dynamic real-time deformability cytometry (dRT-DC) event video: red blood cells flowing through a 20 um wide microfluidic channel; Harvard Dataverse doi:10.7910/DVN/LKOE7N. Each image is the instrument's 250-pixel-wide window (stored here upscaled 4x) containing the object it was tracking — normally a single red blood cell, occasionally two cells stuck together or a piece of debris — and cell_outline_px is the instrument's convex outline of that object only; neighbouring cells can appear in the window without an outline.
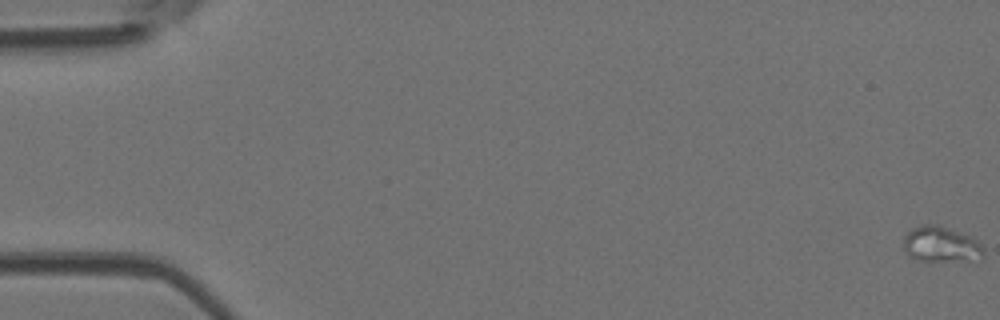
{"species": "Egyptian fruit bat (a non-hibernating species)", "species_latin": "Rousettus aegyptiacus", "temperature_condition": "room temperature", "stored_images_in_passage": 54, "camera_frame_rate_fps": 3000, "um_per_image_px": 0.085, "animal": {"sex": "female"}, "frame": {"image": 1, "passage_image": 1, "time_ms": 0.0, "image_size_px": [1000, 320], "cell_outline_px": [[984, 256], [980, 260], [916, 260], [908, 256], [904, 252], [904, 236], [912, 228], [924, 224], [936, 224], [972, 236], [984, 248]], "centroid_in_image_um": [79.99, 20.77], "position_along_channel_um": 5.0, "area_um2": 16.7}}
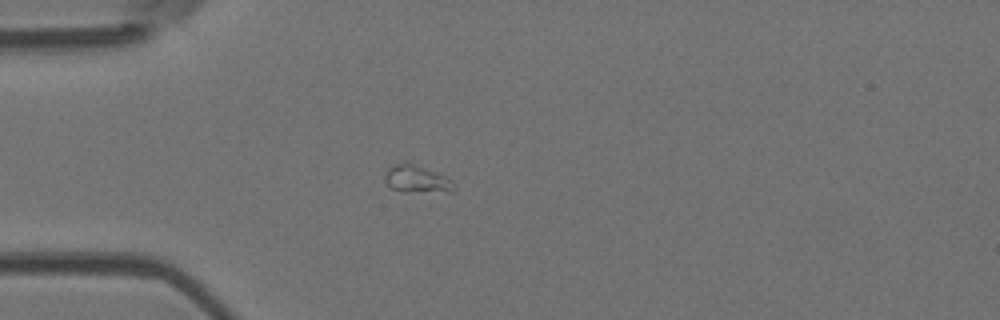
{"frame": {"image": 2, "passage_image": 16, "time_ms": 5.0, "image_size_px": [1000, 320], "cell_outline_px": [[456, 188], [452, 192], [404, 192], [388, 188], [388, 168], [396, 164], [412, 164], [440, 172], [448, 176], [452, 180]], "centroid_in_image_um": [35.55, 15.26], "position_along_channel_um": 49.5, "area_um2": 10.98}}
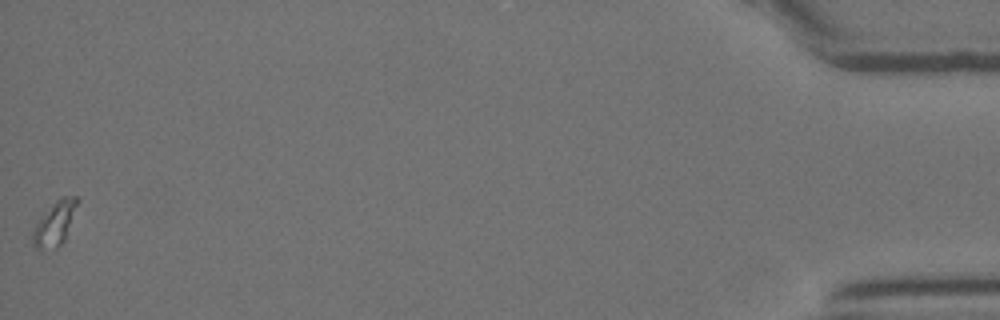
{"frame": {"image": 3, "passage_image": 54, "time_ms": 17.667, "image_size_px": [1000, 320], "cell_outline_px": [[80, 200], [64, 240], [56, 248], [40, 252], [32, 244], [32, 232], [40, 216], [60, 196], [76, 196]], "centroid_in_image_um": [4.64, 19.0], "position_along_channel_um": 430.6, "area_um2": 11.68}}